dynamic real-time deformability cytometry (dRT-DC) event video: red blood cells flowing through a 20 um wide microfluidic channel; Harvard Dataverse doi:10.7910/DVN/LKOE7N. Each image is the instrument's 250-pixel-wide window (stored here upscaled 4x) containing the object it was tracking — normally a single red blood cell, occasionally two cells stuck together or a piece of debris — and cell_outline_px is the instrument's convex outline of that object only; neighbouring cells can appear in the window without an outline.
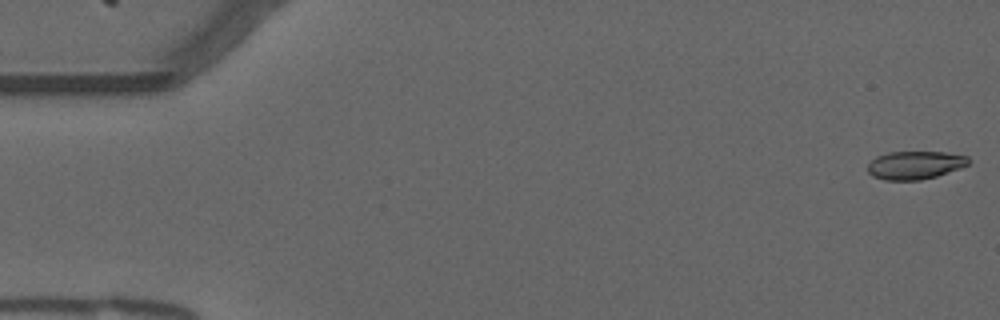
{"species": "common noctule bat (a hibernating species)", "species_latin": "Nyctalus noctula", "temperature_condition": "warm", "stored_images_in_passage": 55, "camera_frame_rate_fps": 3000, "um_per_image_px": 0.085, "animal": {"sex": "male", "forearm_length_mm": 52.5}, "frame": {"image": 1, "passage_image": 1, "time_ms": 0.0, "image_size_px": [1000, 320], "cell_outline_px": [[972, 160], [968, 164], [960, 168], [936, 176], [920, 180], [884, 180], [872, 176], [868, 172], [868, 164], [876, 156], [888, 152], [944, 152], [968, 156]], "centroid_in_image_um": [77.78, 14.03], "position_along_channel_um": 7.2, "area_um2": 16.59}}
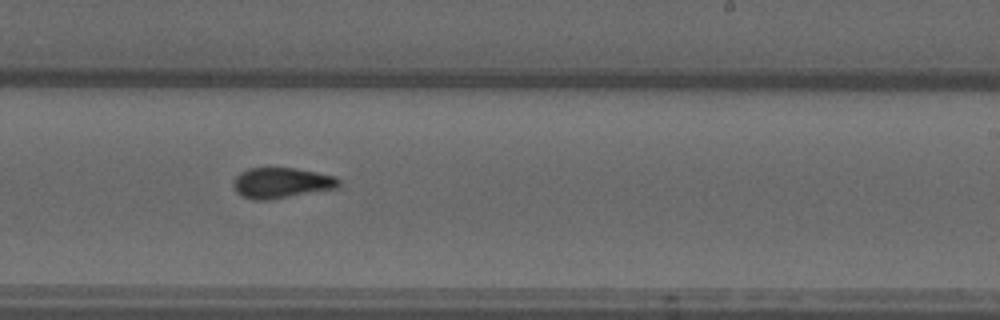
{"frame": {"image": 2, "passage_image": 33, "time_ms": 10.667, "image_size_px": [1000, 320], "cell_outline_px": [[340, 188], [272, 200], [252, 200], [236, 192], [232, 184], [232, 180], [240, 172], [248, 168], [296, 168], [336, 176], [340, 180]], "centroid_in_image_um": [23.94, 15.55], "position_along_channel_um": 265.1, "area_um2": 19.19}}
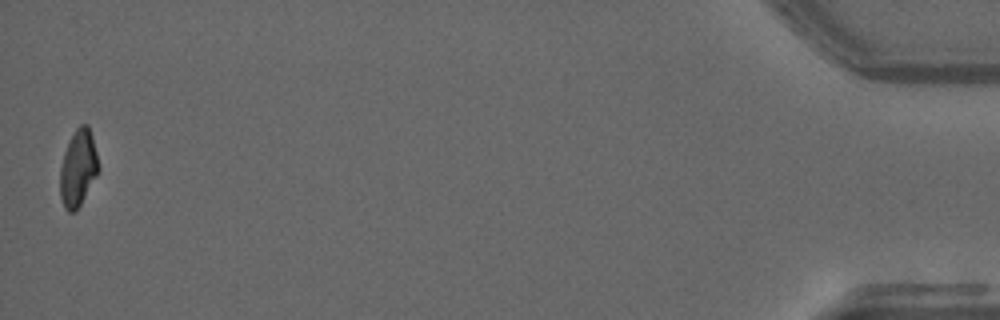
{"frame": {"image": 3, "passage_image": 54, "time_ms": 17.667, "image_size_px": [1000, 320], "cell_outline_px": [[100, 168], [96, 176], [76, 212], [68, 212], [64, 208], [60, 196], [60, 168], [64, 152], [76, 128], [80, 124], [88, 124], [92, 136]], "centroid_in_image_um": [6.64, 14.31], "position_along_channel_um": 428.6, "area_um2": 17.05}, "authors_computed_cell_mechanics": {"area_um2": 17.9758, "velocity_mm_per_s": 3.7502, "shape_relaxation_time_tau1_ms": 6.7849, "shape_relaxation_time_tau2_ms": 2.6637, "deformation_change_tau1": 0.2093, "deformation_change_tau2": 0.0688}}